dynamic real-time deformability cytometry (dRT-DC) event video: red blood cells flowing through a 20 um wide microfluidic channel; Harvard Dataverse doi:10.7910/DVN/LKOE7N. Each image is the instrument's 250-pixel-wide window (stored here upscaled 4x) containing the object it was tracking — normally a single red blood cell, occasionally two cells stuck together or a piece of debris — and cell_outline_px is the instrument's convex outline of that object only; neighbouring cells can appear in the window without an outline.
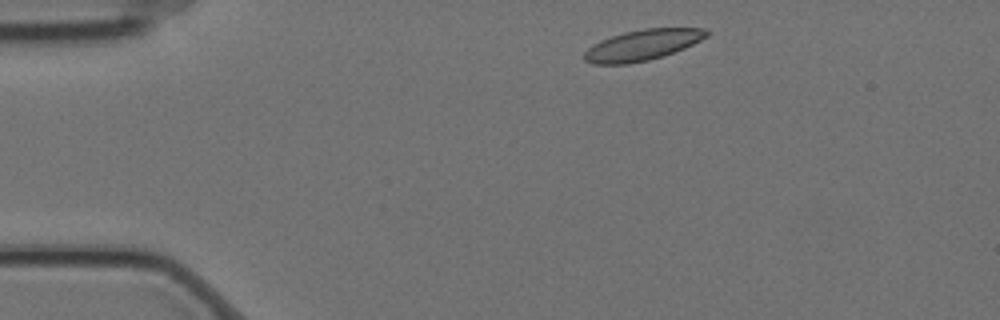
{"species": "Egyptian fruit bat (a non-hibernating species)", "species_latin": "Rousettus aegyptiacus", "temperature_condition": "cold", "stored_images_in_passage": 4, "camera_frame_rate_fps": 3000, "um_per_image_px": 0.085, "animal": {"sex": "female"}, "frame": {"image": 1, "passage_image": 1, "time_ms": 0.0, "image_size_px": [1000, 320], "cell_outline_px": [[708, 36], [684, 48], [664, 56], [648, 60], [628, 64], [592, 64], [584, 60], [584, 52], [592, 44], [600, 40], [624, 32], [644, 28], [704, 28], [708, 32]], "centroid_in_image_um": [54.58, 3.83], "position_along_channel_um": 30.4, "area_um2": 21.91}}
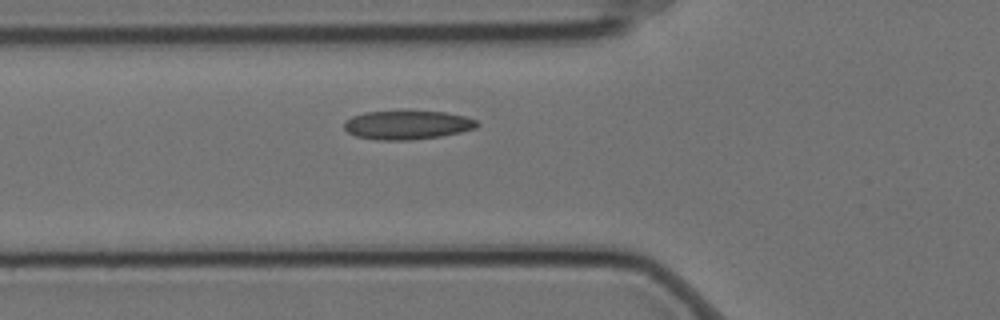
{"frame": {"image": 2, "passage_image": 4, "time_ms": 1.0, "image_size_px": [1000, 320], "cell_outline_px": [[480, 124], [476, 128], [460, 132], [440, 136], [408, 140], [376, 140], [356, 136], [348, 132], [344, 128], [344, 120], [352, 116], [364, 112], [444, 112], [464, 116], [476, 120]], "centroid_in_image_um": [34.6, 10.63], "position_along_channel_um": 91.2, "area_um2": 22.08}}